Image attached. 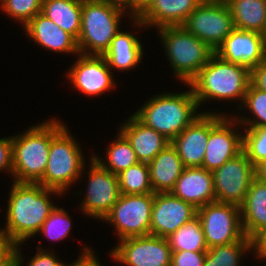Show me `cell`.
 Wrapping results in <instances>:
<instances>
[{"mask_svg": "<svg viewBox=\"0 0 266 266\" xmlns=\"http://www.w3.org/2000/svg\"><path fill=\"white\" fill-rule=\"evenodd\" d=\"M247 252H253L252 240L248 237L227 245L213 246L206 251L204 266H240Z\"/></svg>", "mask_w": 266, "mask_h": 266, "instance_id": "cell-30", "label": "cell"}, {"mask_svg": "<svg viewBox=\"0 0 266 266\" xmlns=\"http://www.w3.org/2000/svg\"><path fill=\"white\" fill-rule=\"evenodd\" d=\"M234 28L261 33L266 22V0H228Z\"/></svg>", "mask_w": 266, "mask_h": 266, "instance_id": "cell-27", "label": "cell"}, {"mask_svg": "<svg viewBox=\"0 0 266 266\" xmlns=\"http://www.w3.org/2000/svg\"><path fill=\"white\" fill-rule=\"evenodd\" d=\"M208 248L244 239L241 208L230 203L212 202L197 209Z\"/></svg>", "mask_w": 266, "mask_h": 266, "instance_id": "cell-11", "label": "cell"}, {"mask_svg": "<svg viewBox=\"0 0 266 266\" xmlns=\"http://www.w3.org/2000/svg\"><path fill=\"white\" fill-rule=\"evenodd\" d=\"M182 26L214 51L234 29L229 6L222 0H203Z\"/></svg>", "mask_w": 266, "mask_h": 266, "instance_id": "cell-10", "label": "cell"}, {"mask_svg": "<svg viewBox=\"0 0 266 266\" xmlns=\"http://www.w3.org/2000/svg\"><path fill=\"white\" fill-rule=\"evenodd\" d=\"M152 1L153 0H133V18H138Z\"/></svg>", "mask_w": 266, "mask_h": 266, "instance_id": "cell-43", "label": "cell"}, {"mask_svg": "<svg viewBox=\"0 0 266 266\" xmlns=\"http://www.w3.org/2000/svg\"><path fill=\"white\" fill-rule=\"evenodd\" d=\"M208 113L212 112H203L171 141L184 167H202L208 142Z\"/></svg>", "mask_w": 266, "mask_h": 266, "instance_id": "cell-21", "label": "cell"}, {"mask_svg": "<svg viewBox=\"0 0 266 266\" xmlns=\"http://www.w3.org/2000/svg\"><path fill=\"white\" fill-rule=\"evenodd\" d=\"M251 240L255 257L266 260V228L261 229Z\"/></svg>", "mask_w": 266, "mask_h": 266, "instance_id": "cell-41", "label": "cell"}, {"mask_svg": "<svg viewBox=\"0 0 266 266\" xmlns=\"http://www.w3.org/2000/svg\"><path fill=\"white\" fill-rule=\"evenodd\" d=\"M17 257L16 255L14 254L4 265L2 266H15L16 265V262H17Z\"/></svg>", "mask_w": 266, "mask_h": 266, "instance_id": "cell-47", "label": "cell"}, {"mask_svg": "<svg viewBox=\"0 0 266 266\" xmlns=\"http://www.w3.org/2000/svg\"><path fill=\"white\" fill-rule=\"evenodd\" d=\"M82 0H43L42 14L76 40L81 30Z\"/></svg>", "mask_w": 266, "mask_h": 266, "instance_id": "cell-26", "label": "cell"}, {"mask_svg": "<svg viewBox=\"0 0 266 266\" xmlns=\"http://www.w3.org/2000/svg\"><path fill=\"white\" fill-rule=\"evenodd\" d=\"M203 0H153L138 18H131L133 26L159 29L182 26L189 14Z\"/></svg>", "mask_w": 266, "mask_h": 266, "instance_id": "cell-18", "label": "cell"}, {"mask_svg": "<svg viewBox=\"0 0 266 266\" xmlns=\"http://www.w3.org/2000/svg\"><path fill=\"white\" fill-rule=\"evenodd\" d=\"M42 2L43 0H0V9L24 27L42 12Z\"/></svg>", "mask_w": 266, "mask_h": 266, "instance_id": "cell-34", "label": "cell"}, {"mask_svg": "<svg viewBox=\"0 0 266 266\" xmlns=\"http://www.w3.org/2000/svg\"><path fill=\"white\" fill-rule=\"evenodd\" d=\"M117 176L121 194L154 193L150 182L149 167L146 162H138Z\"/></svg>", "mask_w": 266, "mask_h": 266, "instance_id": "cell-31", "label": "cell"}, {"mask_svg": "<svg viewBox=\"0 0 266 266\" xmlns=\"http://www.w3.org/2000/svg\"><path fill=\"white\" fill-rule=\"evenodd\" d=\"M188 84L200 107L205 101L238 100L237 103L240 101V104L237 107L240 108L250 84V70L223 60L214 53Z\"/></svg>", "mask_w": 266, "mask_h": 266, "instance_id": "cell-3", "label": "cell"}, {"mask_svg": "<svg viewBox=\"0 0 266 266\" xmlns=\"http://www.w3.org/2000/svg\"><path fill=\"white\" fill-rule=\"evenodd\" d=\"M167 240L172 252L184 250L206 252L208 250L201 220L198 216L181 225L174 233L167 237Z\"/></svg>", "mask_w": 266, "mask_h": 266, "instance_id": "cell-29", "label": "cell"}, {"mask_svg": "<svg viewBox=\"0 0 266 266\" xmlns=\"http://www.w3.org/2000/svg\"><path fill=\"white\" fill-rule=\"evenodd\" d=\"M128 13L101 0H82L81 30L77 40L80 54L104 55L120 31L121 18Z\"/></svg>", "mask_w": 266, "mask_h": 266, "instance_id": "cell-7", "label": "cell"}, {"mask_svg": "<svg viewBox=\"0 0 266 266\" xmlns=\"http://www.w3.org/2000/svg\"><path fill=\"white\" fill-rule=\"evenodd\" d=\"M53 194V195H52ZM62 193L39 183L12 182L6 208V222L0 230L16 245L37 235L56 205L50 196Z\"/></svg>", "mask_w": 266, "mask_h": 266, "instance_id": "cell-1", "label": "cell"}, {"mask_svg": "<svg viewBox=\"0 0 266 266\" xmlns=\"http://www.w3.org/2000/svg\"><path fill=\"white\" fill-rule=\"evenodd\" d=\"M88 184L80 208L86 216L102 221L118 201L121 193L118 176L88 158Z\"/></svg>", "mask_w": 266, "mask_h": 266, "instance_id": "cell-14", "label": "cell"}, {"mask_svg": "<svg viewBox=\"0 0 266 266\" xmlns=\"http://www.w3.org/2000/svg\"><path fill=\"white\" fill-rule=\"evenodd\" d=\"M261 35L263 37L264 43H265V47H266V22H265V26L263 31L261 32Z\"/></svg>", "mask_w": 266, "mask_h": 266, "instance_id": "cell-48", "label": "cell"}, {"mask_svg": "<svg viewBox=\"0 0 266 266\" xmlns=\"http://www.w3.org/2000/svg\"><path fill=\"white\" fill-rule=\"evenodd\" d=\"M64 125L52 118L13 135V181L37 183L43 177L51 139Z\"/></svg>", "mask_w": 266, "mask_h": 266, "instance_id": "cell-4", "label": "cell"}, {"mask_svg": "<svg viewBox=\"0 0 266 266\" xmlns=\"http://www.w3.org/2000/svg\"><path fill=\"white\" fill-rule=\"evenodd\" d=\"M243 107V108H242ZM245 107V108H244ZM248 110L252 118L249 116H234V118L238 121V123L243 128L247 127H263L266 126V92L262 90H258L249 84L247 92L244 97V101L239 111ZM245 126V127H244Z\"/></svg>", "mask_w": 266, "mask_h": 266, "instance_id": "cell-32", "label": "cell"}, {"mask_svg": "<svg viewBox=\"0 0 266 266\" xmlns=\"http://www.w3.org/2000/svg\"><path fill=\"white\" fill-rule=\"evenodd\" d=\"M67 127L64 125L52 137L47 167L43 177L37 182L62 194L80 180L86 170L82 147Z\"/></svg>", "mask_w": 266, "mask_h": 266, "instance_id": "cell-6", "label": "cell"}, {"mask_svg": "<svg viewBox=\"0 0 266 266\" xmlns=\"http://www.w3.org/2000/svg\"><path fill=\"white\" fill-rule=\"evenodd\" d=\"M162 46L177 80L188 84L208 63L215 51L183 26L157 29Z\"/></svg>", "mask_w": 266, "mask_h": 266, "instance_id": "cell-5", "label": "cell"}, {"mask_svg": "<svg viewBox=\"0 0 266 266\" xmlns=\"http://www.w3.org/2000/svg\"><path fill=\"white\" fill-rule=\"evenodd\" d=\"M216 202L241 206L255 179V166L242 151L212 172Z\"/></svg>", "mask_w": 266, "mask_h": 266, "instance_id": "cell-13", "label": "cell"}, {"mask_svg": "<svg viewBox=\"0 0 266 266\" xmlns=\"http://www.w3.org/2000/svg\"><path fill=\"white\" fill-rule=\"evenodd\" d=\"M240 208L244 234L252 239L261 229L266 228V182L255 178Z\"/></svg>", "mask_w": 266, "mask_h": 266, "instance_id": "cell-25", "label": "cell"}, {"mask_svg": "<svg viewBox=\"0 0 266 266\" xmlns=\"http://www.w3.org/2000/svg\"><path fill=\"white\" fill-rule=\"evenodd\" d=\"M111 258L124 266H171L172 251L167 238L154 235L118 240Z\"/></svg>", "mask_w": 266, "mask_h": 266, "instance_id": "cell-12", "label": "cell"}, {"mask_svg": "<svg viewBox=\"0 0 266 266\" xmlns=\"http://www.w3.org/2000/svg\"><path fill=\"white\" fill-rule=\"evenodd\" d=\"M255 178L266 182V159L255 165Z\"/></svg>", "mask_w": 266, "mask_h": 266, "instance_id": "cell-44", "label": "cell"}, {"mask_svg": "<svg viewBox=\"0 0 266 266\" xmlns=\"http://www.w3.org/2000/svg\"><path fill=\"white\" fill-rule=\"evenodd\" d=\"M187 92L153 95L133 115L144 125L154 129L170 142L203 112L199 108L193 90Z\"/></svg>", "mask_w": 266, "mask_h": 266, "instance_id": "cell-2", "label": "cell"}, {"mask_svg": "<svg viewBox=\"0 0 266 266\" xmlns=\"http://www.w3.org/2000/svg\"><path fill=\"white\" fill-rule=\"evenodd\" d=\"M143 44L129 31H120L112 39L110 48L104 53V57L110 69L129 71L142 62Z\"/></svg>", "mask_w": 266, "mask_h": 266, "instance_id": "cell-24", "label": "cell"}, {"mask_svg": "<svg viewBox=\"0 0 266 266\" xmlns=\"http://www.w3.org/2000/svg\"><path fill=\"white\" fill-rule=\"evenodd\" d=\"M154 193L121 194L102 222L115 227L118 240L150 235Z\"/></svg>", "mask_w": 266, "mask_h": 266, "instance_id": "cell-9", "label": "cell"}, {"mask_svg": "<svg viewBox=\"0 0 266 266\" xmlns=\"http://www.w3.org/2000/svg\"><path fill=\"white\" fill-rule=\"evenodd\" d=\"M250 84L266 92V58L250 70Z\"/></svg>", "mask_w": 266, "mask_h": 266, "instance_id": "cell-39", "label": "cell"}, {"mask_svg": "<svg viewBox=\"0 0 266 266\" xmlns=\"http://www.w3.org/2000/svg\"><path fill=\"white\" fill-rule=\"evenodd\" d=\"M12 169L13 136L0 138V172H8L12 176Z\"/></svg>", "mask_w": 266, "mask_h": 266, "instance_id": "cell-38", "label": "cell"}, {"mask_svg": "<svg viewBox=\"0 0 266 266\" xmlns=\"http://www.w3.org/2000/svg\"><path fill=\"white\" fill-rule=\"evenodd\" d=\"M130 142L139 162L149 163L169 143L163 135L140 122L133 114L119 130Z\"/></svg>", "mask_w": 266, "mask_h": 266, "instance_id": "cell-22", "label": "cell"}, {"mask_svg": "<svg viewBox=\"0 0 266 266\" xmlns=\"http://www.w3.org/2000/svg\"><path fill=\"white\" fill-rule=\"evenodd\" d=\"M84 248V249H83ZM81 253L79 254L77 260L72 262L71 264L64 263L62 260H58V256L55 254V252L49 251L47 248L43 249L40 246V243L37 247V252L35 256H32L30 260H28L27 264L25 266H74L76 262H82L86 261L92 258H95L97 255L95 254V251H93L90 247H83Z\"/></svg>", "mask_w": 266, "mask_h": 266, "instance_id": "cell-36", "label": "cell"}, {"mask_svg": "<svg viewBox=\"0 0 266 266\" xmlns=\"http://www.w3.org/2000/svg\"><path fill=\"white\" fill-rule=\"evenodd\" d=\"M74 266H102L98 256L86 261L76 262Z\"/></svg>", "mask_w": 266, "mask_h": 266, "instance_id": "cell-45", "label": "cell"}, {"mask_svg": "<svg viewBox=\"0 0 266 266\" xmlns=\"http://www.w3.org/2000/svg\"><path fill=\"white\" fill-rule=\"evenodd\" d=\"M78 56L66 75L75 90L93 97L116 87L113 72L103 55L79 53Z\"/></svg>", "mask_w": 266, "mask_h": 266, "instance_id": "cell-15", "label": "cell"}, {"mask_svg": "<svg viewBox=\"0 0 266 266\" xmlns=\"http://www.w3.org/2000/svg\"><path fill=\"white\" fill-rule=\"evenodd\" d=\"M215 53L251 70L266 58V47L261 33L234 28Z\"/></svg>", "mask_w": 266, "mask_h": 266, "instance_id": "cell-17", "label": "cell"}, {"mask_svg": "<svg viewBox=\"0 0 266 266\" xmlns=\"http://www.w3.org/2000/svg\"><path fill=\"white\" fill-rule=\"evenodd\" d=\"M69 216L68 211L56 206L43 222L37 234H42L47 239L53 241H60L65 237L67 238L72 228V219Z\"/></svg>", "mask_w": 266, "mask_h": 266, "instance_id": "cell-33", "label": "cell"}, {"mask_svg": "<svg viewBox=\"0 0 266 266\" xmlns=\"http://www.w3.org/2000/svg\"><path fill=\"white\" fill-rule=\"evenodd\" d=\"M170 192L196 209L216 201L212 172L203 167H185Z\"/></svg>", "mask_w": 266, "mask_h": 266, "instance_id": "cell-19", "label": "cell"}, {"mask_svg": "<svg viewBox=\"0 0 266 266\" xmlns=\"http://www.w3.org/2000/svg\"><path fill=\"white\" fill-rule=\"evenodd\" d=\"M243 151L253 166L266 159V126L244 128Z\"/></svg>", "mask_w": 266, "mask_h": 266, "instance_id": "cell-35", "label": "cell"}, {"mask_svg": "<svg viewBox=\"0 0 266 266\" xmlns=\"http://www.w3.org/2000/svg\"><path fill=\"white\" fill-rule=\"evenodd\" d=\"M106 149V159H101L98 155L92 154V157L102 168L118 175L122 171L139 162L136 153L132 149L130 142L120 132Z\"/></svg>", "mask_w": 266, "mask_h": 266, "instance_id": "cell-28", "label": "cell"}, {"mask_svg": "<svg viewBox=\"0 0 266 266\" xmlns=\"http://www.w3.org/2000/svg\"><path fill=\"white\" fill-rule=\"evenodd\" d=\"M147 164L154 193L170 192L185 168L171 143Z\"/></svg>", "mask_w": 266, "mask_h": 266, "instance_id": "cell-23", "label": "cell"}, {"mask_svg": "<svg viewBox=\"0 0 266 266\" xmlns=\"http://www.w3.org/2000/svg\"><path fill=\"white\" fill-rule=\"evenodd\" d=\"M212 112L208 113V142L202 163L209 172L217 170L243 151L242 126L233 115ZM238 125L241 128H237Z\"/></svg>", "mask_w": 266, "mask_h": 266, "instance_id": "cell-8", "label": "cell"}, {"mask_svg": "<svg viewBox=\"0 0 266 266\" xmlns=\"http://www.w3.org/2000/svg\"><path fill=\"white\" fill-rule=\"evenodd\" d=\"M197 216V209L171 192L154 193L150 235L169 237L181 225Z\"/></svg>", "mask_w": 266, "mask_h": 266, "instance_id": "cell-16", "label": "cell"}, {"mask_svg": "<svg viewBox=\"0 0 266 266\" xmlns=\"http://www.w3.org/2000/svg\"><path fill=\"white\" fill-rule=\"evenodd\" d=\"M23 28L29 40L42 48L56 53L79 55L77 40L42 13H38Z\"/></svg>", "mask_w": 266, "mask_h": 266, "instance_id": "cell-20", "label": "cell"}, {"mask_svg": "<svg viewBox=\"0 0 266 266\" xmlns=\"http://www.w3.org/2000/svg\"><path fill=\"white\" fill-rule=\"evenodd\" d=\"M21 247L22 246L20 244H18L16 246L15 255H16L18 261L16 262V265L15 266H22V265H24L23 264L24 263V260H23L24 255L21 254V249H20Z\"/></svg>", "mask_w": 266, "mask_h": 266, "instance_id": "cell-46", "label": "cell"}, {"mask_svg": "<svg viewBox=\"0 0 266 266\" xmlns=\"http://www.w3.org/2000/svg\"><path fill=\"white\" fill-rule=\"evenodd\" d=\"M108 5L114 6L123 10L130 15V19L133 18V0H101ZM128 9V10H127Z\"/></svg>", "mask_w": 266, "mask_h": 266, "instance_id": "cell-42", "label": "cell"}, {"mask_svg": "<svg viewBox=\"0 0 266 266\" xmlns=\"http://www.w3.org/2000/svg\"><path fill=\"white\" fill-rule=\"evenodd\" d=\"M206 252H172L171 266H204Z\"/></svg>", "mask_w": 266, "mask_h": 266, "instance_id": "cell-37", "label": "cell"}, {"mask_svg": "<svg viewBox=\"0 0 266 266\" xmlns=\"http://www.w3.org/2000/svg\"><path fill=\"white\" fill-rule=\"evenodd\" d=\"M16 244L0 230V266L4 265L16 251Z\"/></svg>", "mask_w": 266, "mask_h": 266, "instance_id": "cell-40", "label": "cell"}]
</instances>
